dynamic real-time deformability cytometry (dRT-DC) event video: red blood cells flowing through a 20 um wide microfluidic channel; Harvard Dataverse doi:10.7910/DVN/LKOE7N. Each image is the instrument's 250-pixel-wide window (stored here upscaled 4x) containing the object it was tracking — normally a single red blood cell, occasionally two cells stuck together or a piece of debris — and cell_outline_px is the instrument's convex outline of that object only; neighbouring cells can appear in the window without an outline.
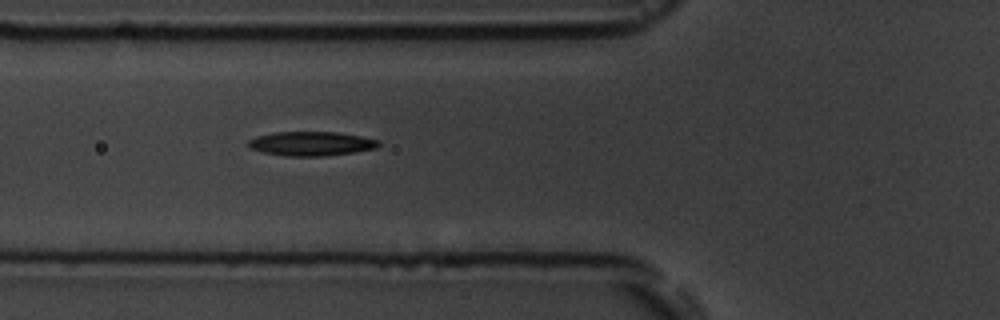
{"species": "common noctule bat (a hibernating species)", "species_latin": "Nyctalus noctula", "temperature_condition": "room temperature", "stored_images_in_passage": 4, "segment_of_instrument_passage": [1, 2], "camera_frame_rate_fps": 3000, "um_per_image_px": 0.085, "animal": {"sex": "male", "body_mass_g": 19.5, "forearm_length_mm": 54.6}, "frame": {"image": 1, "passage_image": 3, "time_ms": 2.0, "image_size_px": [1000, 320], "cell_outline_px": [[380, 144], [376, 148], [352, 152], [324, 156], [284, 156], [260, 152], [252, 148], [248, 144], [248, 140], [256, 136], [272, 132], [336, 132], [360, 136], [380, 140]], "centroid_in_image_um": [26.42, 12.21], "position_along_channel_um": 99.4, "area_um2": 18.38}}